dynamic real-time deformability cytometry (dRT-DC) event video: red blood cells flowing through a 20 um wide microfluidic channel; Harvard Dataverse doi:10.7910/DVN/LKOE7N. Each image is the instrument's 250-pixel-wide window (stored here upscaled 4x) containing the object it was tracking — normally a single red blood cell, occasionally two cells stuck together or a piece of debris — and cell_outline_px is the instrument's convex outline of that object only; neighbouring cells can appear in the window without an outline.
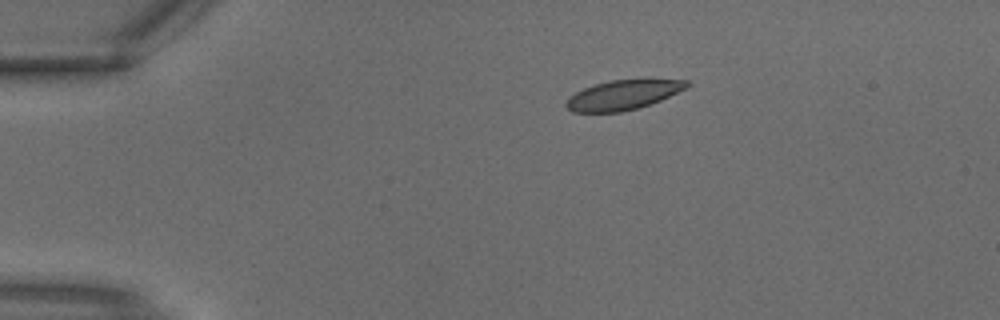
{"species": "common noctule bat (a hibernating species)", "species_latin": "Nyctalus noctula", "temperature_condition": "warm", "stored_images_in_passage": 3, "camera_frame_rate_fps": 3000, "um_per_image_px": 0.085, "animal": {"sex": "male", "body_mass_g": 18.8}, "frame": {"image": 1, "passage_image": 2, "time_ms": 0.333, "image_size_px": [1000, 320], "cell_outline_px": [[688, 88], [660, 100], [640, 108], [620, 112], [572, 112], [564, 104], [568, 96], [584, 88], [596, 84], [612, 80], [688, 80]], "centroid_in_image_um": [52.93, 8.09], "position_along_channel_um": 32.1, "area_um2": 20.63}}